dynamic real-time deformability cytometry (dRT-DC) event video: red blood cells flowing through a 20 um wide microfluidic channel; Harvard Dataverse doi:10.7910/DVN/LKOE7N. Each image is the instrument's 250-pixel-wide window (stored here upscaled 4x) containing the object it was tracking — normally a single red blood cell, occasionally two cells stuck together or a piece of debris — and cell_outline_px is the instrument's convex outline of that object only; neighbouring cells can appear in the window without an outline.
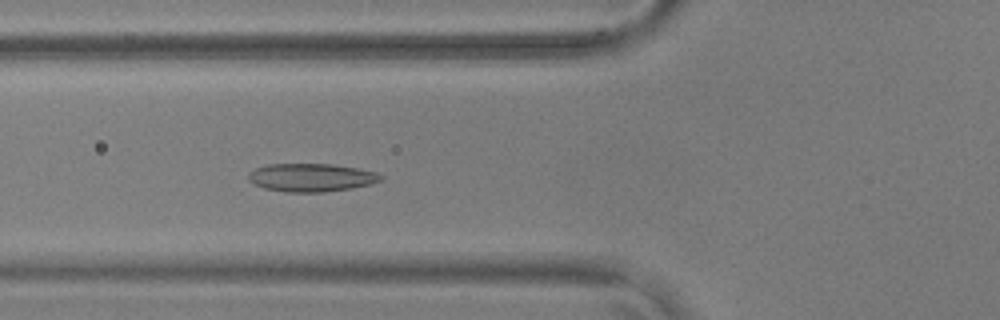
{"species": "common noctule bat (a hibernating species)", "species_latin": "Nyctalus noctula", "temperature_condition": "warm", "stored_images_in_passage": 55, "camera_frame_rate_fps": 3000, "um_per_image_px": 0.085, "animal": {"sex": "male", "body_mass_g": 17.9, "forearm_length_mm": 54.2}, "frame": {"image": 1, "passage_image": 20, "time_ms": 6.333, "image_size_px": [1000, 320], "cell_outline_px": [[384, 180], [372, 184], [352, 188], [324, 192], [288, 192], [264, 188], [252, 184], [248, 180], [248, 172], [256, 168], [268, 164], [332, 164], [356, 168], [376, 172], [384, 176]], "centroid_in_image_um": [26.47, 15.09], "position_along_channel_um": 99.3, "area_um2": 21.91}}
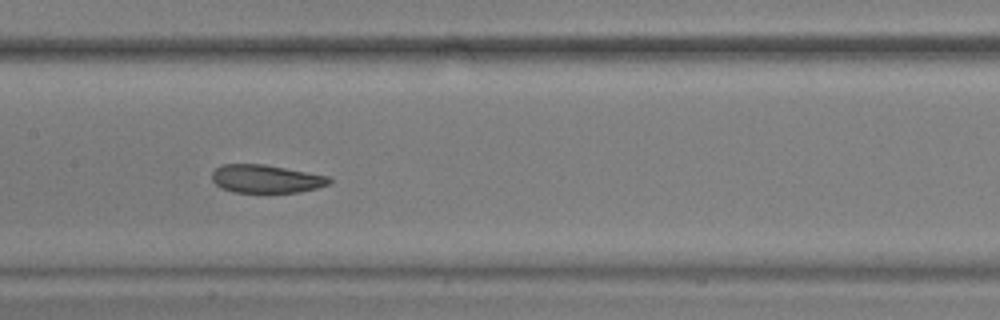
{"frame": {"image": 2, "passage_image": 27, "time_ms": 8.667, "image_size_px": [1000, 320], "cell_outline_px": [[332, 180], [328, 184], [316, 188], [300, 192], [232, 192], [220, 188], [212, 180], [212, 172], [220, 164], [264, 164], [328, 176]], "centroid_in_image_um": [22.57, 15.2], "position_along_channel_um": 184.8, "area_um2": 19.19}}
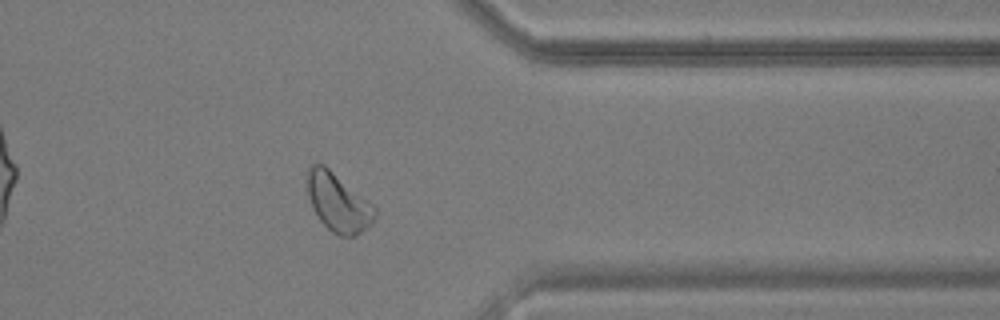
{"frame": {"image": 3, "passage_image": 44, "time_ms": 14.333, "image_size_px": [1000, 320], "cell_outline_px": [[376, 216], [372, 224], [368, 228], [356, 236], [340, 236], [332, 232], [320, 220], [312, 208], [308, 196], [304, 180], [308, 168], [312, 164], [324, 164], [372, 204], [376, 208]], "centroid_in_image_um": [28.71, 17.21], "position_along_channel_um": 382.7, "area_um2": 23.24}, "authors_computed_cell_mechanics": {"area_um2": 22.0218, "velocity_mm_per_s": 3.6408, "shape_relaxation_time_tau1_ms": 5.0827, "shape_relaxation_time_tau2_ms": 2.0855, "deformation_change_tau1": 0.1091, "deformation_change_tau2": 0.0587}}